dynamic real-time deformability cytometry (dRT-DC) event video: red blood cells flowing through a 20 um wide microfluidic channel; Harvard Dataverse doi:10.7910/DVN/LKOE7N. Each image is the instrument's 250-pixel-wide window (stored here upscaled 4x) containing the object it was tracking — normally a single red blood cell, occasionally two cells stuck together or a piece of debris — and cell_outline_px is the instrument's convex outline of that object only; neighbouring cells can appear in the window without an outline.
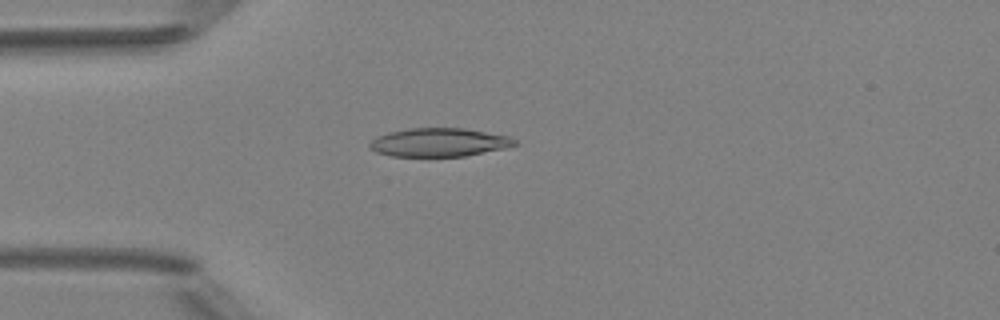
{"species": "Egyptian fruit bat (a non-hibernating species)", "species_latin": "Rousettus aegyptiacus", "temperature_condition": "room temperature", "stored_images_in_passage": 5, "camera_frame_rate_fps": 3000, "um_per_image_px": 0.085, "animal": {"sex": "female"}, "frame": {"image": 1, "passage_image": 4, "time_ms": 3.333, "image_size_px": [1000, 320], "cell_outline_px": [[516, 144], [508, 148], [464, 156], [392, 156], [376, 152], [368, 148], [368, 144], [376, 136], [388, 132], [412, 128], [464, 128], [508, 136], [516, 140]], "centroid_in_image_um": [37.3, 12.1], "position_along_channel_um": 47.7, "area_um2": 24.1}}